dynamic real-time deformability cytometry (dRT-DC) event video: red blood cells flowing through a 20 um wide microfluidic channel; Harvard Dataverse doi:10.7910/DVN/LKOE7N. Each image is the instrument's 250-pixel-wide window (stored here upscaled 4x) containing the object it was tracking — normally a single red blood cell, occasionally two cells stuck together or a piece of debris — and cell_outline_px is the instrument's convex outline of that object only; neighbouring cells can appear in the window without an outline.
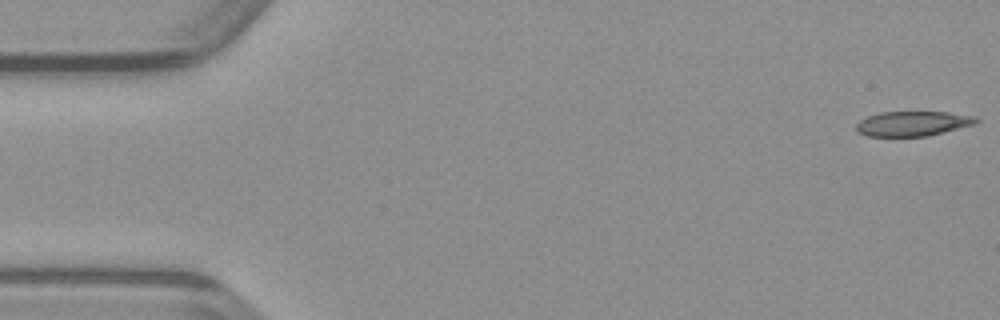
{"species": "common noctule bat (a hibernating species)", "species_latin": "Nyctalus noctula", "temperature_condition": "warm", "stored_images_in_passage": 49, "camera_frame_rate_fps": 3000, "um_per_image_px": 0.085, "animal": {"sex": "male", "body_mass_g": 23.1, "forearm_length_mm": 52.7}, "frame": {"image": 1, "passage_image": 1, "time_ms": 0.0, "image_size_px": [1000, 320], "cell_outline_px": [[980, 120], [976, 124], [928, 136], [868, 136], [856, 132], [856, 124], [860, 120], [868, 116], [880, 112], [948, 112], [976, 116]], "centroid_in_image_um": [77.6, 10.5], "position_along_channel_um": 7.4, "area_um2": 17.46}}
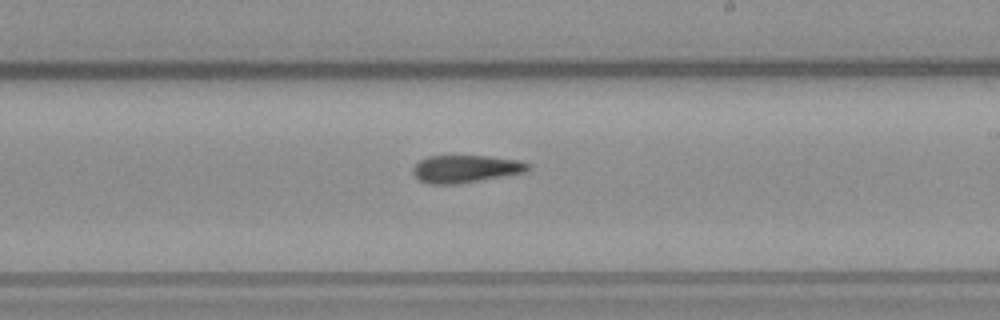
{"frame": {"image": 2, "passage_image": 28, "time_ms": 9.0, "image_size_px": [1000, 320], "cell_outline_px": [[532, 168], [528, 172], [456, 184], [428, 184], [420, 180], [412, 172], [412, 168], [420, 160], [428, 156], [488, 156], [520, 160], [532, 164]], "centroid_in_image_um": [39.64, 14.35], "position_along_channel_um": 249.4, "area_um2": 18.61}}
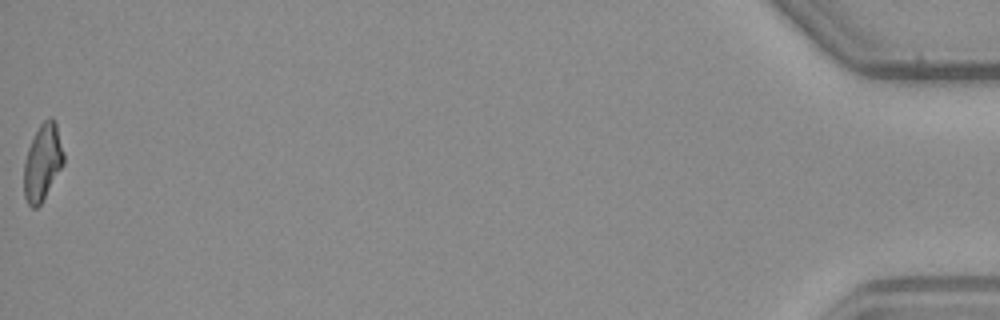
{"frame": {"image": 3, "passage_image": 49, "time_ms": 16.0, "image_size_px": [1000, 320], "cell_outline_px": [[64, 164], [40, 204], [36, 208], [32, 208], [28, 204], [24, 196], [24, 164], [28, 148], [40, 124], [48, 116], [52, 116], [56, 120], [64, 152]], "centroid_in_image_um": [3.64, 13.76], "position_along_channel_um": 431.6, "area_um2": 17.74}}